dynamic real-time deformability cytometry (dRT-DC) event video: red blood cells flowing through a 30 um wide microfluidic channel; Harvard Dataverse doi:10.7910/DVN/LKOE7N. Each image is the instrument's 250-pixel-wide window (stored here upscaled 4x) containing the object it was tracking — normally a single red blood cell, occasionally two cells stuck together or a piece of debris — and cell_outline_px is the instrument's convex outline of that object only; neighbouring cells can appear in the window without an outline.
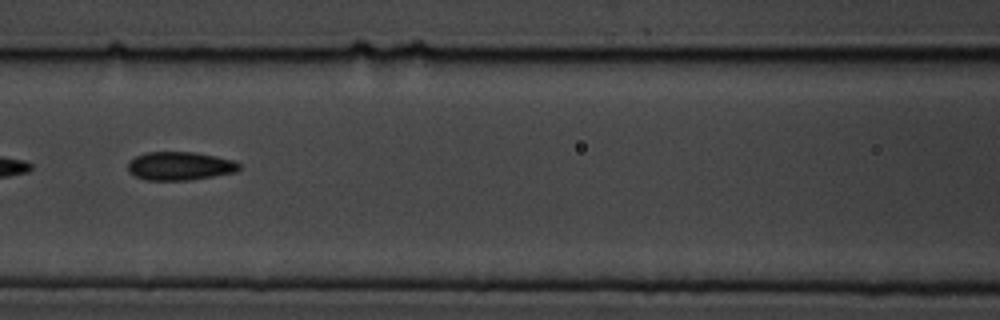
{"species": "common noctule bat (a hibernating species)", "species_latin": "Nyctalus noctula", "temperature_condition": "cold", "stored_images_in_passage": 7, "camera_frame_rate_fps": 3000, "um_per_image_px": 0.085, "animal": {"sex": "male", "body_mass_g": 19.5, "forearm_length_mm": 54.6}, "frame": {"image": 1, "passage_image": 7, "time_ms": 7.0, "image_size_px": [1000, 320], "cell_outline_px": [[240, 168], [236, 172], [192, 180], [148, 180], [136, 176], [128, 172], [128, 160], [144, 152], [196, 152], [236, 160], [240, 164]], "centroid_in_image_um": [15.3, 14.1], "position_along_channel_um": 151.3, "area_um2": 18.67}}